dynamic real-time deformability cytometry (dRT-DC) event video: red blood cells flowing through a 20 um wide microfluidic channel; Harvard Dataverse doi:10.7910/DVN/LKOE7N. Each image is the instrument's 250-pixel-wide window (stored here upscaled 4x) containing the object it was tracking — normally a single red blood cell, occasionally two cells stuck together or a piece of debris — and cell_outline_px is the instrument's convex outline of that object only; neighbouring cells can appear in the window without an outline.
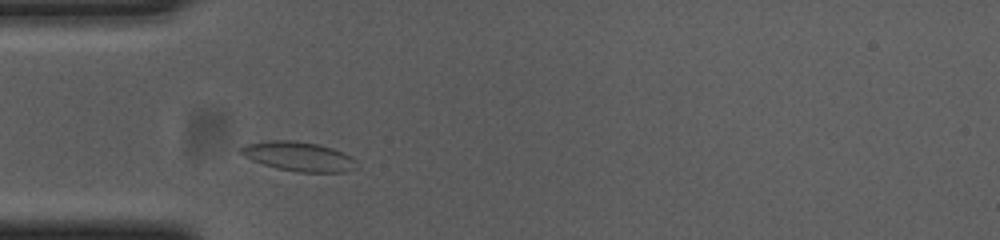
{"species": "common noctule bat (a hibernating species)", "species_latin": "Nyctalus noctula", "temperature_condition": "cold", "stored_images_in_passage": 31, "camera_frame_rate_fps": 3000, "um_per_image_px": 0.085, "animal": {"sex": "female", "body_mass_g": 23.0, "forearm_length_mm": 53.4}, "frame": {"image": 1, "passage_image": 2, "time_ms": 0.333, "image_size_px": [1000, 240], "cell_outline_px": [[356, 168], [344, 172], [300, 172], [276, 168], [252, 160], [244, 156], [240, 152], [240, 148], [244, 144], [268, 140], [292, 140], [316, 144], [332, 148], [344, 152], [356, 160]], "centroid_in_image_um": [25.38, 13.29], "position_along_channel_um": 59.6, "area_um2": 19.77}}
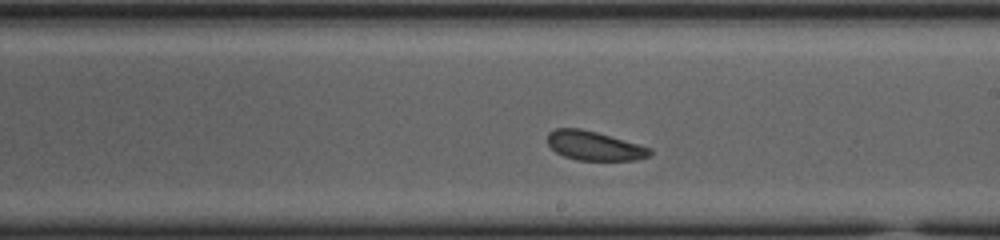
{"frame": {"image": 2, "passage_image": 17, "time_ms": 5.333, "image_size_px": [1000, 240], "cell_outline_px": [[652, 152], [648, 156], [636, 160], [576, 160], [564, 156], [556, 152], [548, 144], [548, 132], [556, 128], [580, 128], [596, 132], [652, 148]], "centroid_in_image_um": [50.5, 12.39], "position_along_channel_um": 238.5, "area_um2": 17.28}}
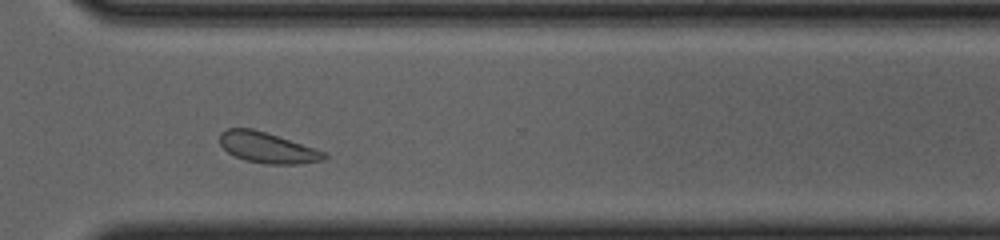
{"frame": {"image": 3, "passage_image": 26, "time_ms": 8.333, "image_size_px": [1000, 240], "cell_outline_px": [[328, 156], [324, 160], [300, 164], [264, 164], [244, 160], [228, 152], [220, 144], [220, 132], [228, 128], [252, 128], [328, 152]], "centroid_in_image_um": [22.76, 12.56], "position_along_channel_um": 347.8, "area_um2": 18.73}, "authors_computed_cell_mechanics": {"area_um2": 18.2648, "velocity_mm_per_s": 3.633, "shape_relaxation_time_tau1_ms": 3.3138, "shape_relaxation_time_tau2_ms": 5.2679, "deformation_change_tau1": 0.0326, "deformation_change_tau2": 0.0867}}